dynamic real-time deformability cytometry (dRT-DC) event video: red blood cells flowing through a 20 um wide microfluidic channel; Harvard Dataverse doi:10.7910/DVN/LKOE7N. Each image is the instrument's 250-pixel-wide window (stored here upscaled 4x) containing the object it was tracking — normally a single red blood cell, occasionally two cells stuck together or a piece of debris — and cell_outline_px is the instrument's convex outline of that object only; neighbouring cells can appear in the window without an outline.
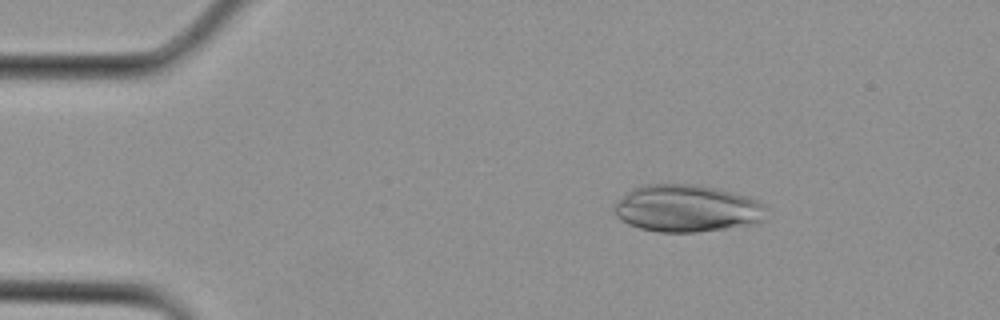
{"species": "Egyptian fruit bat (a non-hibernating species)", "species_latin": "Rousettus aegyptiacus", "temperature_condition": "cold", "stored_images_in_passage": 3, "camera_frame_rate_fps": 3000, "um_per_image_px": 0.085, "animal": {"sex": "female"}, "frame": {"image": 1, "passage_image": 1, "time_ms": 0.0, "image_size_px": [1000, 320], "cell_outline_px": [[764, 208], [760, 220], [756, 224], [696, 232], [660, 232], [640, 228], [628, 224], [620, 220], [616, 216], [612, 208], [632, 188], [640, 184], [696, 184], [716, 188], [748, 196], [764, 204]], "centroid_in_image_um": [58.34, 17.71], "position_along_channel_um": 26.7, "area_um2": 41.67}}